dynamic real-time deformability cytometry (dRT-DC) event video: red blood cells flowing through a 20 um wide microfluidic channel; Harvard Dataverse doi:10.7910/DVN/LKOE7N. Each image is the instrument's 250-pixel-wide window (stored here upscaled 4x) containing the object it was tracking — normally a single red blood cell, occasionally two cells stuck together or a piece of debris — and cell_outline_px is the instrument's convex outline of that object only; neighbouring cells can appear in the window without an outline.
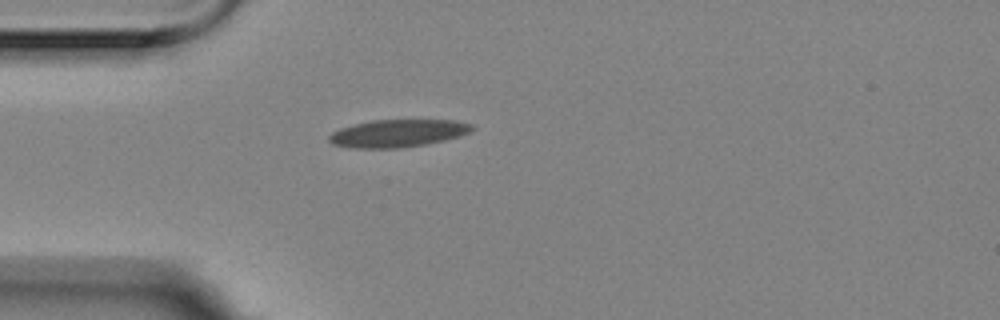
{"species": "Egyptian fruit bat (a non-hibernating species)", "species_latin": "Rousettus aegyptiacus", "temperature_condition": "room temperature", "stored_images_in_passage": 3, "camera_frame_rate_fps": 3000, "um_per_image_px": 0.085, "animal": {"sex": "female"}, "frame": {"image": 1, "passage_image": 1, "time_ms": 0.0, "image_size_px": [1000, 320], "cell_outline_px": [[476, 128], [460, 136], [444, 140], [424, 144], [400, 148], [352, 148], [332, 144], [328, 140], [328, 136], [332, 132], [340, 128], [372, 120], [456, 120], [472, 124]], "centroid_in_image_um": [33.81, 11.33], "position_along_channel_um": 51.2, "area_um2": 22.95}}
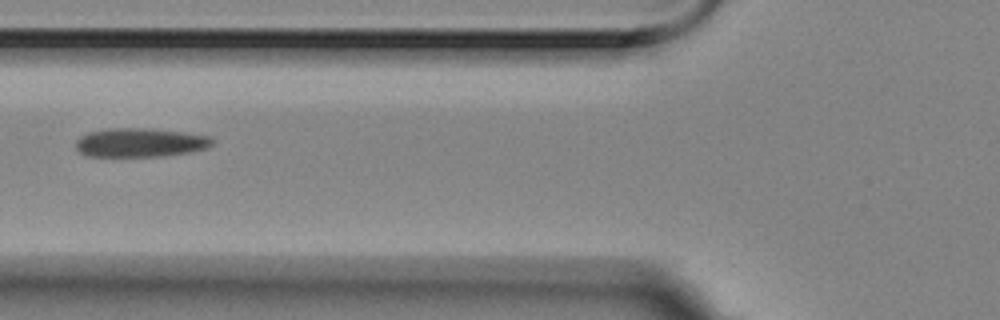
{"frame": {"image": 2, "passage_image": 3, "time_ms": 0.667, "image_size_px": [1000, 320], "cell_outline_px": [[216, 140], [208, 148], [188, 152], [160, 156], [84, 156], [76, 148], [76, 140], [80, 136], [88, 132], [108, 128], [152, 128], [212, 136]], "centroid_in_image_um": [11.92, 12.11], "position_along_channel_um": 113.9, "area_um2": 23.18}}